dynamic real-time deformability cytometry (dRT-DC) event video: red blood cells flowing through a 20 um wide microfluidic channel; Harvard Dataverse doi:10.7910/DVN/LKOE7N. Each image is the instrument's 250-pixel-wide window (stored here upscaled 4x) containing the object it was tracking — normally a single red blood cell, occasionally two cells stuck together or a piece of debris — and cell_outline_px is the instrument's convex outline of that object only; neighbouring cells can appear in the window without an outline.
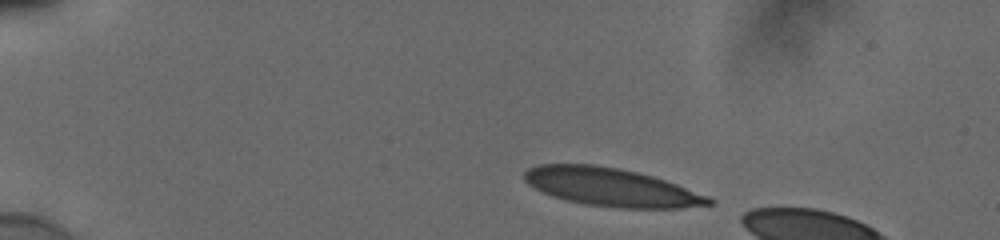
{"species": "human", "species_latin": "Homo sapiens", "temperature_condition": "cold", "stored_images_in_passage": 8, "camera_frame_rate_fps": 3000, "um_per_image_px": 0.085, "donor": {"sex": "male"}, "frame": {"image": 1, "passage_image": 1, "time_ms": 0.0, "image_size_px": [1000, 240], "cell_outline_px": [[716, 204], [680, 208], [620, 208], [584, 204], [552, 196], [528, 184], [524, 180], [524, 172], [528, 168], [540, 164], [592, 164], [616, 168], [636, 172], [652, 176], [676, 184], [708, 196], [716, 200]], "centroid_in_image_um": [51.97, 15.91], "position_along_channel_um": 33.0, "area_um2": 40.81}}